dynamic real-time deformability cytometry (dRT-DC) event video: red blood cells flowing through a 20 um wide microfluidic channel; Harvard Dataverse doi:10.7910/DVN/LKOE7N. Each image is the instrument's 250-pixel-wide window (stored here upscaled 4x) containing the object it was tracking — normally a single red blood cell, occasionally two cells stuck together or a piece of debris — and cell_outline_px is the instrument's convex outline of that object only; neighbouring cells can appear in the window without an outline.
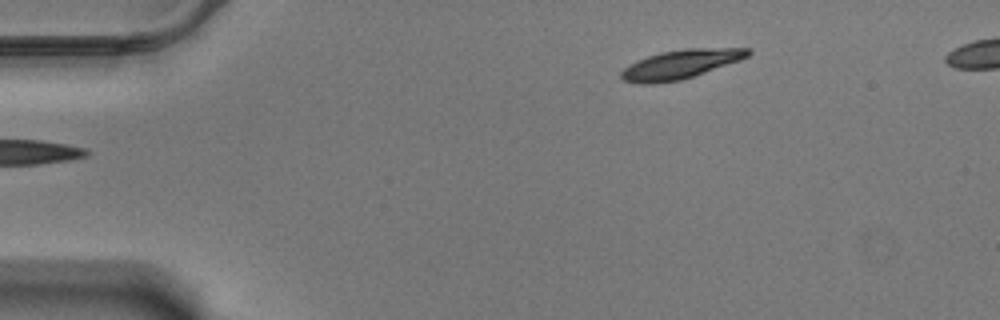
{"species": "Egyptian fruit bat (a non-hibernating species)", "species_latin": "Rousettus aegyptiacus", "temperature_condition": "warm", "stored_images_in_passage": 50, "camera_frame_rate_fps": 3000, "um_per_image_px": 0.085, "animal": {"sex": "male"}, "frame": {"image": 1, "passage_image": 1, "time_ms": 0.0, "image_size_px": [1000, 320], "cell_outline_px": [[752, 52], [748, 56], [740, 60], [680, 80], [656, 84], [636, 84], [624, 80], [620, 76], [620, 72], [628, 64], [636, 60], [660, 52], [684, 48], [752, 48]], "centroid_in_image_um": [57.8, 5.46], "position_along_channel_um": 27.2, "area_um2": 21.5}}
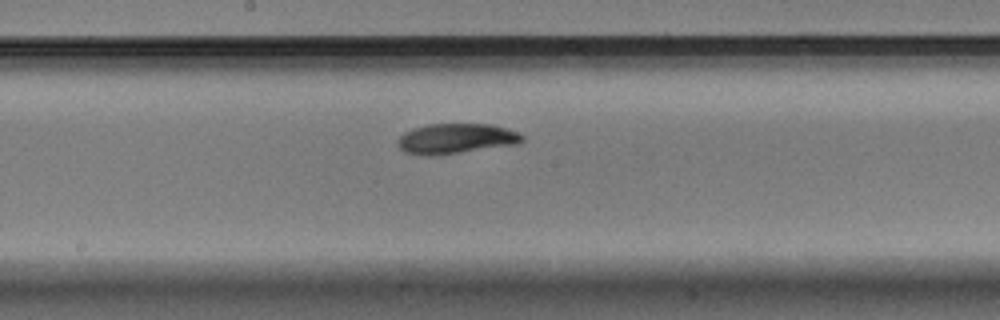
{"frame": {"image": 2, "passage_image": 23, "time_ms": 7.333, "image_size_px": [1000, 320], "cell_outline_px": [[524, 140], [516, 144], [432, 156], [428, 156], [404, 152], [396, 144], [396, 140], [404, 132], [412, 128], [428, 124], [492, 124], [520, 132], [524, 136]], "centroid_in_image_um": [38.73, 11.77], "position_along_channel_um": 209.5, "area_um2": 21.96}}
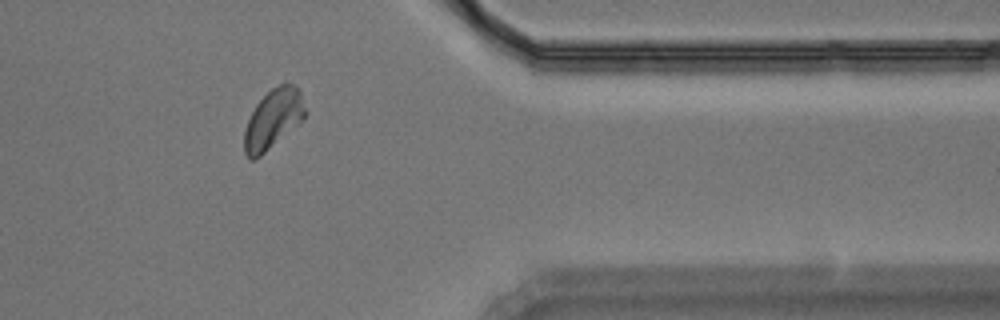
{"frame": {"image": 3, "passage_image": 40, "time_ms": 13.0, "image_size_px": [1000, 320], "cell_outline_px": [[308, 112], [296, 124], [260, 156], [252, 160], [248, 160], [244, 152], [244, 132], [248, 120], [256, 104], [272, 88], [280, 84], [292, 84], [300, 92]], "centroid_in_image_um": [23.19, 10.12], "position_along_channel_um": 388.2, "area_um2": 20.46}, "authors_computed_cell_mechanics": {"area_um2": 21.3282, "velocity_mm_per_s": 3.423, "shape_relaxation_time_tau1_ms": 4.1431, "shape_relaxation_time_tau2_ms": null, "deformation_change_tau1": 0.1227, "deformation_change_tau2": null}}